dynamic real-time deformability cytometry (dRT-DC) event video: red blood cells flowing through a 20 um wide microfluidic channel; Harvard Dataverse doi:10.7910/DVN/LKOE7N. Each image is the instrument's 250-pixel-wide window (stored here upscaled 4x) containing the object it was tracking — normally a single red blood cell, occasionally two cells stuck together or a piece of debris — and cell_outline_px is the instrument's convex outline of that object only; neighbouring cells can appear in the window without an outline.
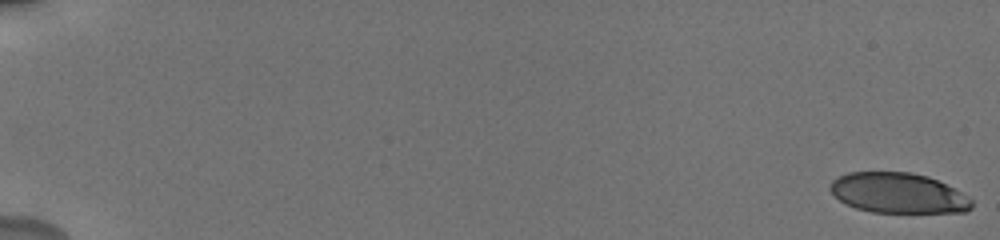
{"species": "human", "species_latin": "Homo sapiens", "temperature_condition": "cold", "stored_images_in_passage": 19, "camera_frame_rate_fps": 3000, "um_per_image_px": 0.085, "donor": {"sex": "male"}, "frame": {"image": 1, "passage_image": 1, "time_ms": 0.0, "image_size_px": [1000, 240], "cell_outline_px": [[972, 208], [968, 212], [872, 212], [856, 208], [840, 200], [828, 188], [832, 180], [836, 176], [848, 172], [912, 172], [928, 176], [960, 192], [972, 200]], "centroid_in_image_um": [76.32, 16.4], "position_along_channel_um": 8.7, "area_um2": 33.06}}
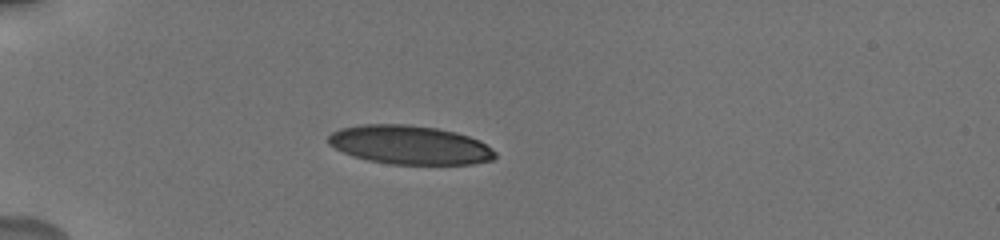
{"frame": {"image": 2, "passage_image": 14, "time_ms": 5.667, "image_size_px": [1000, 240], "cell_outline_px": [[496, 156], [492, 160], [472, 164], [388, 164], [368, 160], [352, 156], [328, 144], [328, 136], [332, 132], [340, 128], [360, 124], [408, 124], [436, 128], [456, 132], [480, 140], [492, 148], [496, 152]], "centroid_in_image_um": [34.83, 12.31], "position_along_channel_um": 50.2, "area_um2": 37.92}}
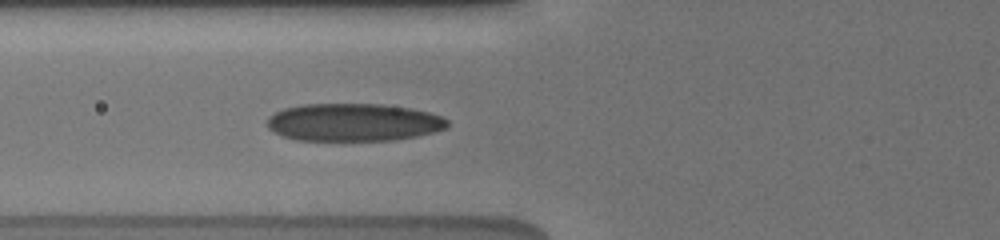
{"frame": {"image": 3, "passage_image": 19, "time_ms": 7.667, "image_size_px": [1000, 240], "cell_outline_px": [[448, 128], [416, 136], [392, 140], [296, 140], [272, 132], [268, 128], [268, 116], [284, 108], [304, 104], [384, 104], [412, 108], [428, 112], [440, 116], [448, 120]], "centroid_in_image_um": [30.04, 10.39], "position_along_channel_um": 95.8, "area_um2": 39.65}}